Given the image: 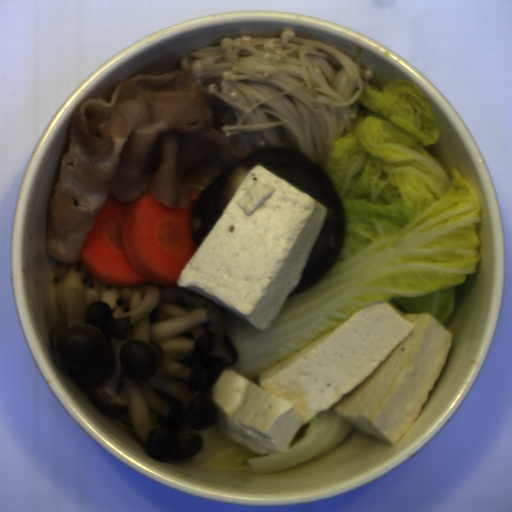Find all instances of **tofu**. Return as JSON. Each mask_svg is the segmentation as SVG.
Segmentation results:
<instances>
[{"instance_id":"1","label":"tofu","mask_w":512,"mask_h":512,"mask_svg":"<svg viewBox=\"0 0 512 512\" xmlns=\"http://www.w3.org/2000/svg\"><path fill=\"white\" fill-rule=\"evenodd\" d=\"M452 341L428 313L379 301L260 373L258 386L224 368L210 389L217 428L250 451L281 455L301 427L331 409L393 446L431 396Z\"/></svg>"},{"instance_id":"2","label":"tofu","mask_w":512,"mask_h":512,"mask_svg":"<svg viewBox=\"0 0 512 512\" xmlns=\"http://www.w3.org/2000/svg\"><path fill=\"white\" fill-rule=\"evenodd\" d=\"M327 207L263 166L244 178L177 285L270 330L301 282Z\"/></svg>"}]
</instances>
